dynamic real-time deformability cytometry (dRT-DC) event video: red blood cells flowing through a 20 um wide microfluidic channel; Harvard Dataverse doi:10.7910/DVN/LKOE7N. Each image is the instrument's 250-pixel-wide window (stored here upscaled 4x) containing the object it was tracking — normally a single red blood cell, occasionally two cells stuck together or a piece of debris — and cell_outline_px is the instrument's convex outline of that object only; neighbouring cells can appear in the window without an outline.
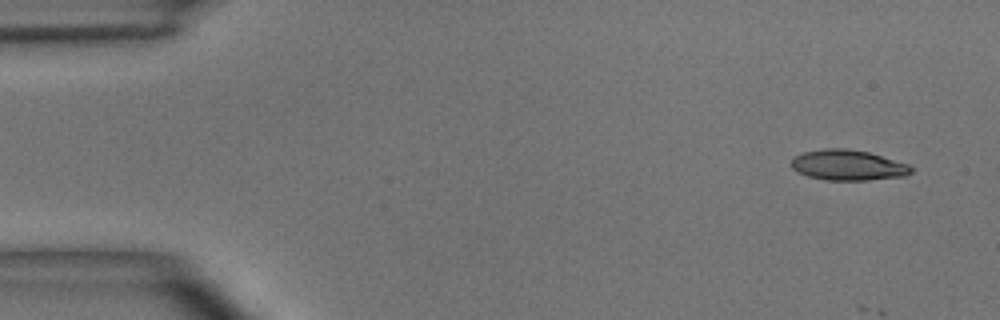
{"species": "common noctule bat (a hibernating species)", "species_latin": "Nyctalus noctula", "temperature_condition": "room temperature", "stored_images_in_passage": 4, "camera_frame_rate_fps": 3000, "um_per_image_px": 0.085, "animal": {"sex": "male", "body_mass_g": 15.6}, "frame": {"image": 1, "passage_image": 1, "time_ms": 0.0, "image_size_px": [1000, 320], "cell_outline_px": [[912, 172], [904, 176], [868, 180], [824, 180], [808, 176], [796, 172], [792, 168], [792, 160], [796, 156], [804, 152], [824, 148], [848, 148], [868, 152], [908, 164], [912, 168]], "centroid_in_image_um": [72.06, 14.04], "position_along_channel_um": 12.9, "area_um2": 21.21}}